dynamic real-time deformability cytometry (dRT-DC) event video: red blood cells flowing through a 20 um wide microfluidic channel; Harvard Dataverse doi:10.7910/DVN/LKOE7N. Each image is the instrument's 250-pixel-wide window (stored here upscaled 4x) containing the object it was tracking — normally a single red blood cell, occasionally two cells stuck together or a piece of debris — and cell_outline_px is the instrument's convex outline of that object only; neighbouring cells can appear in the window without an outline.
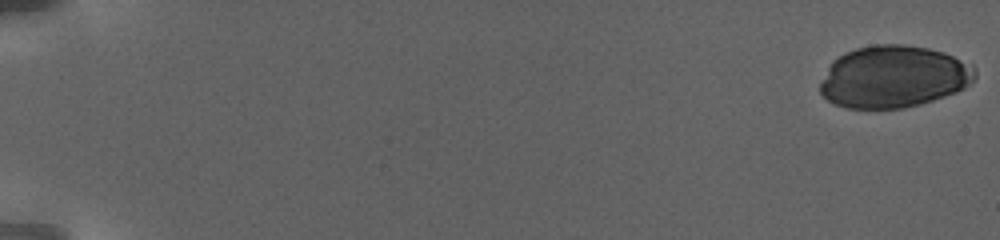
{"species": "human", "species_latin": "Homo sapiens", "temperature_condition": "warm", "stored_images_in_passage": 17, "camera_frame_rate_fps": 3000, "um_per_image_px": 0.085, "donor": {"sex": "female"}, "frame": {"image": 1, "passage_image": 1, "time_ms": 0.0, "image_size_px": [1000, 240], "cell_outline_px": [[976, 76], [964, 88], [956, 92], [920, 104], [904, 108], [848, 108], [836, 104], [828, 100], [820, 92], [820, 84], [832, 60], [856, 48], [872, 44], [904, 44], [928, 48], [944, 52], [972, 64], [976, 72]], "centroid_in_image_um": [75.96, 6.51], "position_along_channel_um": 9.0, "area_um2": 55.83}}
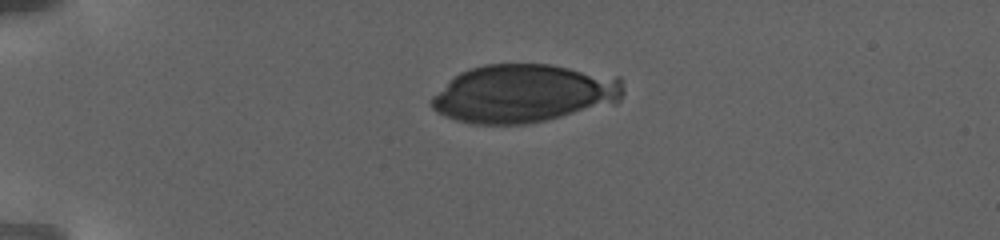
{"frame": {"image": 2, "passage_image": 14, "time_ms": 6.333, "image_size_px": [1000, 240], "cell_outline_px": [[624, 92], [620, 100], [616, 104], [544, 120], [524, 124], [472, 124], [456, 120], [444, 116], [432, 108], [428, 100], [448, 80], [460, 72], [468, 68], [484, 64], [548, 64], [620, 76], [624, 88]], "centroid_in_image_um": [44.52, 7.94], "position_along_channel_um": 40.5, "area_um2": 65.6}}